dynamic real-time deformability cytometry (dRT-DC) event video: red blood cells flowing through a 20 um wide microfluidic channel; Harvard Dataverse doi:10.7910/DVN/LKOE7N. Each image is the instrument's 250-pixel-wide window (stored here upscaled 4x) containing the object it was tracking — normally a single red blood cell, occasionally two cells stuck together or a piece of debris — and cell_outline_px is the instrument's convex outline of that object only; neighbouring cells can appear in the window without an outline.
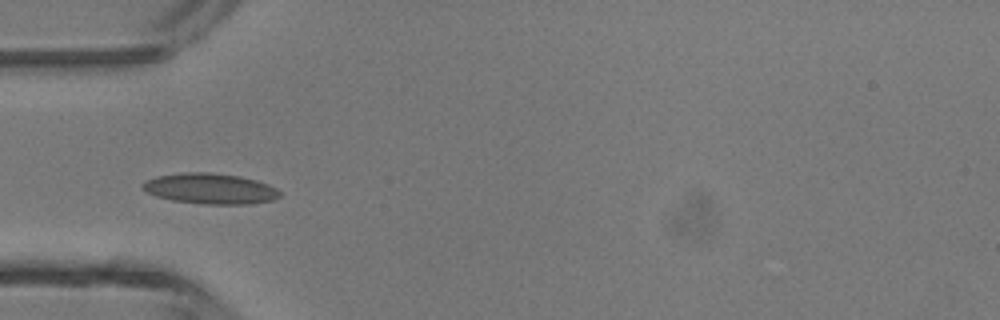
{"species": "common noctule bat (a hibernating species)", "species_latin": "Nyctalus noctula", "temperature_condition": "room temperature", "stored_images_in_passage": 5, "camera_frame_rate_fps": 3000, "um_per_image_px": 0.085, "animal": {"sex": "male", "body_mass_g": 13.3}, "frame": {"image": 1, "passage_image": 5, "time_ms": 1.333, "image_size_px": [1000, 320], "cell_outline_px": [[280, 196], [272, 200], [252, 204], [200, 204], [172, 200], [156, 196], [140, 188], [140, 184], [144, 180], [156, 176], [184, 172], [212, 172], [240, 176], [256, 180], [268, 184], [276, 188], [280, 192]], "centroid_in_image_um": [17.83, 16.03], "position_along_channel_um": 67.2, "area_um2": 24.74}}